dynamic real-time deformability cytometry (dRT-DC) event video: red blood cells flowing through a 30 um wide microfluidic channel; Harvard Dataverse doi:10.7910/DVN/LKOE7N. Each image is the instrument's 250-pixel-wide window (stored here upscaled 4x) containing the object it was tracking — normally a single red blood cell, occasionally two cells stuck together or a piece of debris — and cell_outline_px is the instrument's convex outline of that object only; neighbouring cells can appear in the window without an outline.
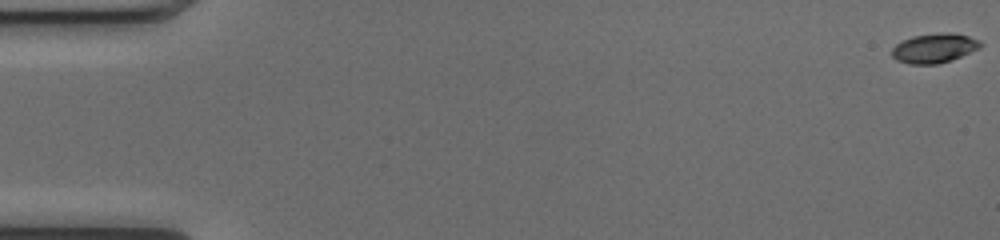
{"species": "common noctule bat (a hibernating species)", "species_latin": "Nyctalus noctula", "temperature_condition": "cold", "stored_images_in_passage": 52, "camera_frame_rate_fps": 3000, "um_per_image_px": 0.085, "animal": {"sex": "female", "body_mass_g": 17.0, "forearm_length_mm": 48.0}, "frame": {"image": 1, "passage_image": 1, "time_ms": 0.0, "image_size_px": [1000, 240], "cell_outline_px": [[984, 44], [980, 48], [960, 56], [936, 64], [908, 64], [896, 60], [892, 56], [892, 48], [896, 44], [912, 36], [948, 32], [968, 36], [980, 40]], "centroid_in_image_um": [79.41, 4.09], "position_along_channel_um": 5.6, "area_um2": 15.03}}
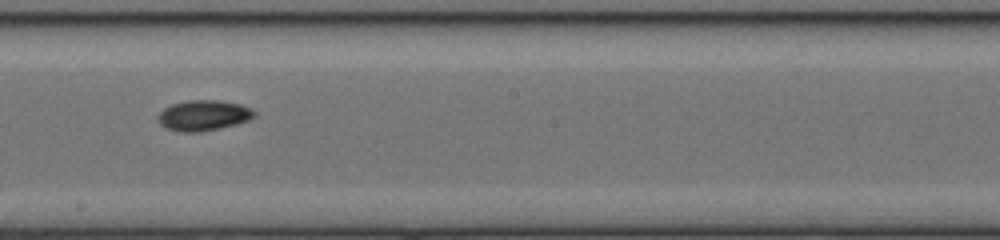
{"frame": {"image": 2, "passage_image": 30, "time_ms": 9.667, "image_size_px": [1000, 240], "cell_outline_px": [[256, 116], [248, 120], [236, 124], [200, 132], [180, 132], [168, 128], [160, 124], [156, 120], [156, 116], [164, 108], [172, 104], [188, 100], [220, 100], [240, 104], [252, 108], [256, 112]], "centroid_in_image_um": [17.29, 9.8], "position_along_channel_um": 230.9, "area_um2": 17.22}}
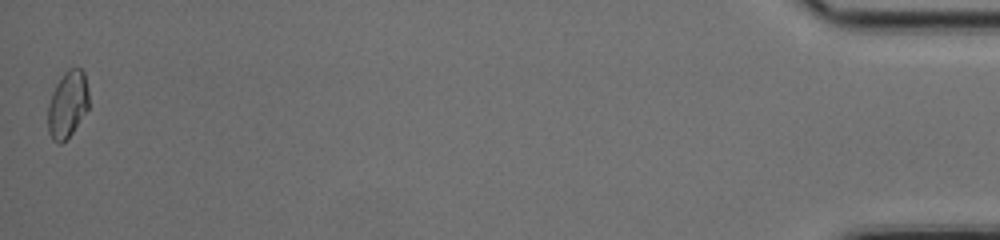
{"frame": {"image": 3, "passage_image": 52, "time_ms": 17.0, "image_size_px": [1000, 240], "cell_outline_px": [[88, 108], [72, 132], [60, 144], [56, 144], [52, 140], [48, 132], [48, 104], [56, 84], [64, 72], [68, 68], [80, 68], [84, 72], [88, 92]], "centroid_in_image_um": [5.73, 8.87], "position_along_channel_um": 429.5, "area_um2": 15.78}, "authors_computed_cell_mechanics": {"area_um2": 15.8372, "velocity_mm_per_s": 4.0605, "shape_relaxation_time_tau1_ms": 4.595, "shape_relaxation_time_tau2_ms": null, "deformation_change_tau1": 0.113, "deformation_change_tau2": null}}